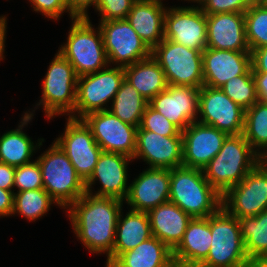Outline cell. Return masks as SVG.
Segmentation results:
<instances>
[{"instance_id": "16", "label": "cell", "mask_w": 267, "mask_h": 267, "mask_svg": "<svg viewBox=\"0 0 267 267\" xmlns=\"http://www.w3.org/2000/svg\"><path fill=\"white\" fill-rule=\"evenodd\" d=\"M132 161L133 159L126 155L102 151L92 175L85 182L86 193L124 201L129 191L128 165ZM96 181L101 187L94 194L92 185L96 184Z\"/></svg>"}, {"instance_id": "48", "label": "cell", "mask_w": 267, "mask_h": 267, "mask_svg": "<svg viewBox=\"0 0 267 267\" xmlns=\"http://www.w3.org/2000/svg\"><path fill=\"white\" fill-rule=\"evenodd\" d=\"M166 267H191L182 262L172 260Z\"/></svg>"}, {"instance_id": "9", "label": "cell", "mask_w": 267, "mask_h": 267, "mask_svg": "<svg viewBox=\"0 0 267 267\" xmlns=\"http://www.w3.org/2000/svg\"><path fill=\"white\" fill-rule=\"evenodd\" d=\"M124 78V67L111 65L97 72L78 76L76 103L70 117L81 119L89 113L108 110L107 103L112 102Z\"/></svg>"}, {"instance_id": "20", "label": "cell", "mask_w": 267, "mask_h": 267, "mask_svg": "<svg viewBox=\"0 0 267 267\" xmlns=\"http://www.w3.org/2000/svg\"><path fill=\"white\" fill-rule=\"evenodd\" d=\"M170 169H145L134 178L124 203L134 211L148 212L169 201Z\"/></svg>"}, {"instance_id": "22", "label": "cell", "mask_w": 267, "mask_h": 267, "mask_svg": "<svg viewBox=\"0 0 267 267\" xmlns=\"http://www.w3.org/2000/svg\"><path fill=\"white\" fill-rule=\"evenodd\" d=\"M207 48L250 52L246 40L244 13L206 15Z\"/></svg>"}, {"instance_id": "7", "label": "cell", "mask_w": 267, "mask_h": 267, "mask_svg": "<svg viewBox=\"0 0 267 267\" xmlns=\"http://www.w3.org/2000/svg\"><path fill=\"white\" fill-rule=\"evenodd\" d=\"M47 73L42 81V97L36 103L37 109L42 105L46 118L74 113L78 75L73 66L59 52L49 63ZM68 113V114H67Z\"/></svg>"}, {"instance_id": "25", "label": "cell", "mask_w": 267, "mask_h": 267, "mask_svg": "<svg viewBox=\"0 0 267 267\" xmlns=\"http://www.w3.org/2000/svg\"><path fill=\"white\" fill-rule=\"evenodd\" d=\"M211 240L210 215L206 218H192L181 242L172 251L173 260L198 267L209 254Z\"/></svg>"}, {"instance_id": "26", "label": "cell", "mask_w": 267, "mask_h": 267, "mask_svg": "<svg viewBox=\"0 0 267 267\" xmlns=\"http://www.w3.org/2000/svg\"><path fill=\"white\" fill-rule=\"evenodd\" d=\"M34 113L24 112L17 129L6 131L0 135V162L13 167H18L31 163V157L36 150L40 148L44 142L43 138L33 143L32 139L26 135L23 128L33 119ZM31 160V161H30Z\"/></svg>"}, {"instance_id": "3", "label": "cell", "mask_w": 267, "mask_h": 267, "mask_svg": "<svg viewBox=\"0 0 267 267\" xmlns=\"http://www.w3.org/2000/svg\"><path fill=\"white\" fill-rule=\"evenodd\" d=\"M262 160L243 134L228 135L218 154L203 169L206 180L223 196Z\"/></svg>"}, {"instance_id": "6", "label": "cell", "mask_w": 267, "mask_h": 267, "mask_svg": "<svg viewBox=\"0 0 267 267\" xmlns=\"http://www.w3.org/2000/svg\"><path fill=\"white\" fill-rule=\"evenodd\" d=\"M210 231V251L198 267H246L252 264L241 238L238 218L221 207L210 215Z\"/></svg>"}, {"instance_id": "47", "label": "cell", "mask_w": 267, "mask_h": 267, "mask_svg": "<svg viewBox=\"0 0 267 267\" xmlns=\"http://www.w3.org/2000/svg\"><path fill=\"white\" fill-rule=\"evenodd\" d=\"M252 265L254 267H267V254L258 256L252 261Z\"/></svg>"}, {"instance_id": "38", "label": "cell", "mask_w": 267, "mask_h": 267, "mask_svg": "<svg viewBox=\"0 0 267 267\" xmlns=\"http://www.w3.org/2000/svg\"><path fill=\"white\" fill-rule=\"evenodd\" d=\"M136 0H98L95 11L100 21L126 19Z\"/></svg>"}, {"instance_id": "49", "label": "cell", "mask_w": 267, "mask_h": 267, "mask_svg": "<svg viewBox=\"0 0 267 267\" xmlns=\"http://www.w3.org/2000/svg\"><path fill=\"white\" fill-rule=\"evenodd\" d=\"M250 6L251 5H264L267 4V0H248Z\"/></svg>"}, {"instance_id": "43", "label": "cell", "mask_w": 267, "mask_h": 267, "mask_svg": "<svg viewBox=\"0 0 267 267\" xmlns=\"http://www.w3.org/2000/svg\"><path fill=\"white\" fill-rule=\"evenodd\" d=\"M14 177L15 167L0 162V188L14 191Z\"/></svg>"}, {"instance_id": "21", "label": "cell", "mask_w": 267, "mask_h": 267, "mask_svg": "<svg viewBox=\"0 0 267 267\" xmlns=\"http://www.w3.org/2000/svg\"><path fill=\"white\" fill-rule=\"evenodd\" d=\"M203 86L222 87L229 79L244 75L251 66V52L206 48L202 52Z\"/></svg>"}, {"instance_id": "18", "label": "cell", "mask_w": 267, "mask_h": 267, "mask_svg": "<svg viewBox=\"0 0 267 267\" xmlns=\"http://www.w3.org/2000/svg\"><path fill=\"white\" fill-rule=\"evenodd\" d=\"M227 136L215 127L192 122L182 131V165L203 170L218 154Z\"/></svg>"}, {"instance_id": "5", "label": "cell", "mask_w": 267, "mask_h": 267, "mask_svg": "<svg viewBox=\"0 0 267 267\" xmlns=\"http://www.w3.org/2000/svg\"><path fill=\"white\" fill-rule=\"evenodd\" d=\"M71 21L66 43L58 52L70 62L78 76L106 68L109 63L99 26L94 28L88 18Z\"/></svg>"}, {"instance_id": "37", "label": "cell", "mask_w": 267, "mask_h": 267, "mask_svg": "<svg viewBox=\"0 0 267 267\" xmlns=\"http://www.w3.org/2000/svg\"><path fill=\"white\" fill-rule=\"evenodd\" d=\"M14 188L17 192L43 188V179L37 160L15 167Z\"/></svg>"}, {"instance_id": "23", "label": "cell", "mask_w": 267, "mask_h": 267, "mask_svg": "<svg viewBox=\"0 0 267 267\" xmlns=\"http://www.w3.org/2000/svg\"><path fill=\"white\" fill-rule=\"evenodd\" d=\"M167 7L161 0H136L126 21L152 50L164 40V17Z\"/></svg>"}, {"instance_id": "35", "label": "cell", "mask_w": 267, "mask_h": 267, "mask_svg": "<svg viewBox=\"0 0 267 267\" xmlns=\"http://www.w3.org/2000/svg\"><path fill=\"white\" fill-rule=\"evenodd\" d=\"M220 89L244 110L252 107L258 101L251 68L244 75L229 79Z\"/></svg>"}, {"instance_id": "51", "label": "cell", "mask_w": 267, "mask_h": 267, "mask_svg": "<svg viewBox=\"0 0 267 267\" xmlns=\"http://www.w3.org/2000/svg\"><path fill=\"white\" fill-rule=\"evenodd\" d=\"M184 1H189V2H194V3H196L197 2V4H198V6L200 5V3L203 1V0H184Z\"/></svg>"}, {"instance_id": "1", "label": "cell", "mask_w": 267, "mask_h": 267, "mask_svg": "<svg viewBox=\"0 0 267 267\" xmlns=\"http://www.w3.org/2000/svg\"><path fill=\"white\" fill-rule=\"evenodd\" d=\"M124 201L85 193L65 211L77 239L92 254H106L105 267L113 262L116 224Z\"/></svg>"}, {"instance_id": "13", "label": "cell", "mask_w": 267, "mask_h": 267, "mask_svg": "<svg viewBox=\"0 0 267 267\" xmlns=\"http://www.w3.org/2000/svg\"><path fill=\"white\" fill-rule=\"evenodd\" d=\"M245 110L220 88L202 86L199 90L197 122L228 135L243 134Z\"/></svg>"}, {"instance_id": "8", "label": "cell", "mask_w": 267, "mask_h": 267, "mask_svg": "<svg viewBox=\"0 0 267 267\" xmlns=\"http://www.w3.org/2000/svg\"><path fill=\"white\" fill-rule=\"evenodd\" d=\"M202 52L164 38L151 55L164 71L168 85L201 88L204 84Z\"/></svg>"}, {"instance_id": "46", "label": "cell", "mask_w": 267, "mask_h": 267, "mask_svg": "<svg viewBox=\"0 0 267 267\" xmlns=\"http://www.w3.org/2000/svg\"><path fill=\"white\" fill-rule=\"evenodd\" d=\"M7 29V15L0 16V61L4 60L5 53V40H6V31Z\"/></svg>"}, {"instance_id": "11", "label": "cell", "mask_w": 267, "mask_h": 267, "mask_svg": "<svg viewBox=\"0 0 267 267\" xmlns=\"http://www.w3.org/2000/svg\"><path fill=\"white\" fill-rule=\"evenodd\" d=\"M109 65L125 67L151 56V49L143 42L126 19L99 23Z\"/></svg>"}, {"instance_id": "12", "label": "cell", "mask_w": 267, "mask_h": 267, "mask_svg": "<svg viewBox=\"0 0 267 267\" xmlns=\"http://www.w3.org/2000/svg\"><path fill=\"white\" fill-rule=\"evenodd\" d=\"M64 133L55 142L66 153L77 174L86 182L92 175L102 149L82 119L66 118Z\"/></svg>"}, {"instance_id": "14", "label": "cell", "mask_w": 267, "mask_h": 267, "mask_svg": "<svg viewBox=\"0 0 267 267\" xmlns=\"http://www.w3.org/2000/svg\"><path fill=\"white\" fill-rule=\"evenodd\" d=\"M105 152L120 153L133 159L137 127L121 121L109 110L92 112L81 118Z\"/></svg>"}, {"instance_id": "50", "label": "cell", "mask_w": 267, "mask_h": 267, "mask_svg": "<svg viewBox=\"0 0 267 267\" xmlns=\"http://www.w3.org/2000/svg\"><path fill=\"white\" fill-rule=\"evenodd\" d=\"M68 8V15H70V0H61Z\"/></svg>"}, {"instance_id": "42", "label": "cell", "mask_w": 267, "mask_h": 267, "mask_svg": "<svg viewBox=\"0 0 267 267\" xmlns=\"http://www.w3.org/2000/svg\"><path fill=\"white\" fill-rule=\"evenodd\" d=\"M251 66L252 72L267 73V46L251 52Z\"/></svg>"}, {"instance_id": "19", "label": "cell", "mask_w": 267, "mask_h": 267, "mask_svg": "<svg viewBox=\"0 0 267 267\" xmlns=\"http://www.w3.org/2000/svg\"><path fill=\"white\" fill-rule=\"evenodd\" d=\"M136 159H142L149 168L182 166V136L166 137L148 130H137L133 160Z\"/></svg>"}, {"instance_id": "17", "label": "cell", "mask_w": 267, "mask_h": 267, "mask_svg": "<svg viewBox=\"0 0 267 267\" xmlns=\"http://www.w3.org/2000/svg\"><path fill=\"white\" fill-rule=\"evenodd\" d=\"M199 90L191 86L168 85L148 104L183 131L192 122H197Z\"/></svg>"}, {"instance_id": "44", "label": "cell", "mask_w": 267, "mask_h": 267, "mask_svg": "<svg viewBox=\"0 0 267 267\" xmlns=\"http://www.w3.org/2000/svg\"><path fill=\"white\" fill-rule=\"evenodd\" d=\"M14 191L0 188V218L12 216Z\"/></svg>"}, {"instance_id": "30", "label": "cell", "mask_w": 267, "mask_h": 267, "mask_svg": "<svg viewBox=\"0 0 267 267\" xmlns=\"http://www.w3.org/2000/svg\"><path fill=\"white\" fill-rule=\"evenodd\" d=\"M148 103L130 82L124 78L108 110L121 121L138 128Z\"/></svg>"}, {"instance_id": "29", "label": "cell", "mask_w": 267, "mask_h": 267, "mask_svg": "<svg viewBox=\"0 0 267 267\" xmlns=\"http://www.w3.org/2000/svg\"><path fill=\"white\" fill-rule=\"evenodd\" d=\"M172 260V250L152 236L120 254L108 267H166Z\"/></svg>"}, {"instance_id": "40", "label": "cell", "mask_w": 267, "mask_h": 267, "mask_svg": "<svg viewBox=\"0 0 267 267\" xmlns=\"http://www.w3.org/2000/svg\"><path fill=\"white\" fill-rule=\"evenodd\" d=\"M33 11L40 12L48 19L59 20L64 12H68L67 6L61 0H29Z\"/></svg>"}, {"instance_id": "24", "label": "cell", "mask_w": 267, "mask_h": 267, "mask_svg": "<svg viewBox=\"0 0 267 267\" xmlns=\"http://www.w3.org/2000/svg\"><path fill=\"white\" fill-rule=\"evenodd\" d=\"M152 235L162 241L172 251L179 245L192 220L176 204L168 201L147 212Z\"/></svg>"}, {"instance_id": "4", "label": "cell", "mask_w": 267, "mask_h": 267, "mask_svg": "<svg viewBox=\"0 0 267 267\" xmlns=\"http://www.w3.org/2000/svg\"><path fill=\"white\" fill-rule=\"evenodd\" d=\"M36 160L41 170L43 188L64 211L86 193L85 182L55 141Z\"/></svg>"}, {"instance_id": "10", "label": "cell", "mask_w": 267, "mask_h": 267, "mask_svg": "<svg viewBox=\"0 0 267 267\" xmlns=\"http://www.w3.org/2000/svg\"><path fill=\"white\" fill-rule=\"evenodd\" d=\"M222 207L238 219L267 210V160H261L222 196Z\"/></svg>"}, {"instance_id": "45", "label": "cell", "mask_w": 267, "mask_h": 267, "mask_svg": "<svg viewBox=\"0 0 267 267\" xmlns=\"http://www.w3.org/2000/svg\"><path fill=\"white\" fill-rule=\"evenodd\" d=\"M258 101L267 104V73L264 72H252Z\"/></svg>"}, {"instance_id": "33", "label": "cell", "mask_w": 267, "mask_h": 267, "mask_svg": "<svg viewBox=\"0 0 267 267\" xmlns=\"http://www.w3.org/2000/svg\"><path fill=\"white\" fill-rule=\"evenodd\" d=\"M52 204L60 207L44 188L14 192L12 215L18 214L29 221H36L51 210Z\"/></svg>"}, {"instance_id": "27", "label": "cell", "mask_w": 267, "mask_h": 267, "mask_svg": "<svg viewBox=\"0 0 267 267\" xmlns=\"http://www.w3.org/2000/svg\"><path fill=\"white\" fill-rule=\"evenodd\" d=\"M128 211L124 217L122 211L119 214L113 247V261L120 254L136 248L153 236L147 212L131 209Z\"/></svg>"}, {"instance_id": "36", "label": "cell", "mask_w": 267, "mask_h": 267, "mask_svg": "<svg viewBox=\"0 0 267 267\" xmlns=\"http://www.w3.org/2000/svg\"><path fill=\"white\" fill-rule=\"evenodd\" d=\"M137 130H148L166 137L182 136V131L177 126L149 104L142 115Z\"/></svg>"}, {"instance_id": "31", "label": "cell", "mask_w": 267, "mask_h": 267, "mask_svg": "<svg viewBox=\"0 0 267 267\" xmlns=\"http://www.w3.org/2000/svg\"><path fill=\"white\" fill-rule=\"evenodd\" d=\"M243 136L262 160H267V104L257 101L245 110Z\"/></svg>"}, {"instance_id": "41", "label": "cell", "mask_w": 267, "mask_h": 267, "mask_svg": "<svg viewBox=\"0 0 267 267\" xmlns=\"http://www.w3.org/2000/svg\"><path fill=\"white\" fill-rule=\"evenodd\" d=\"M98 0H70V18H90L88 8L93 6L96 9Z\"/></svg>"}, {"instance_id": "2", "label": "cell", "mask_w": 267, "mask_h": 267, "mask_svg": "<svg viewBox=\"0 0 267 267\" xmlns=\"http://www.w3.org/2000/svg\"><path fill=\"white\" fill-rule=\"evenodd\" d=\"M169 201L192 218H206L222 207V196L206 180L203 170L183 165L170 169Z\"/></svg>"}, {"instance_id": "15", "label": "cell", "mask_w": 267, "mask_h": 267, "mask_svg": "<svg viewBox=\"0 0 267 267\" xmlns=\"http://www.w3.org/2000/svg\"><path fill=\"white\" fill-rule=\"evenodd\" d=\"M164 38L191 49L204 51L207 48L206 14L194 4L187 7H167Z\"/></svg>"}, {"instance_id": "34", "label": "cell", "mask_w": 267, "mask_h": 267, "mask_svg": "<svg viewBox=\"0 0 267 267\" xmlns=\"http://www.w3.org/2000/svg\"><path fill=\"white\" fill-rule=\"evenodd\" d=\"M246 40L250 52L267 46V4L251 5L245 12Z\"/></svg>"}, {"instance_id": "32", "label": "cell", "mask_w": 267, "mask_h": 267, "mask_svg": "<svg viewBox=\"0 0 267 267\" xmlns=\"http://www.w3.org/2000/svg\"><path fill=\"white\" fill-rule=\"evenodd\" d=\"M239 224L241 238L250 261L267 254V210L256 216L239 218Z\"/></svg>"}, {"instance_id": "39", "label": "cell", "mask_w": 267, "mask_h": 267, "mask_svg": "<svg viewBox=\"0 0 267 267\" xmlns=\"http://www.w3.org/2000/svg\"><path fill=\"white\" fill-rule=\"evenodd\" d=\"M200 9L206 15L218 13H244L250 4L248 0H203Z\"/></svg>"}, {"instance_id": "28", "label": "cell", "mask_w": 267, "mask_h": 267, "mask_svg": "<svg viewBox=\"0 0 267 267\" xmlns=\"http://www.w3.org/2000/svg\"><path fill=\"white\" fill-rule=\"evenodd\" d=\"M125 79L149 102L168 83L164 71L152 55L144 60L124 67Z\"/></svg>"}]
</instances>
